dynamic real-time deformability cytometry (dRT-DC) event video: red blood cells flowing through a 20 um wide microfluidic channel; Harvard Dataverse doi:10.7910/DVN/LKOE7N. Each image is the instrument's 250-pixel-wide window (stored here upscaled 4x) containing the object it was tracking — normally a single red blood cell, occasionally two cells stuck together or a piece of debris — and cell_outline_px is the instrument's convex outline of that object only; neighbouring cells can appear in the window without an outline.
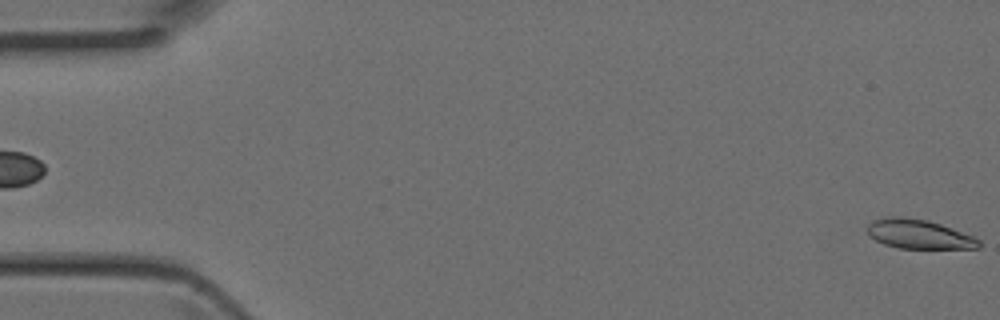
{"species": "Egyptian fruit bat (a non-hibernating species)", "species_latin": "Rousettus aegyptiacus", "temperature_condition": "room temperature", "stored_images_in_passage": 5, "camera_frame_rate_fps": 3000, "um_per_image_px": 0.085, "animal": {"sex": "female"}, "frame": {"image": 1, "passage_image": 5, "time_ms": 1.333, "image_size_px": [1000, 320], "cell_outline_px": [[980, 248], [896, 248], [884, 244], [876, 240], [868, 232], [868, 224], [872, 220], [888, 216], [900, 216], [928, 220], [940, 224], [972, 236], [980, 240]], "centroid_in_image_um": [78.08, 19.89], "position_along_channel_um": 6.9, "area_um2": 18.84}}